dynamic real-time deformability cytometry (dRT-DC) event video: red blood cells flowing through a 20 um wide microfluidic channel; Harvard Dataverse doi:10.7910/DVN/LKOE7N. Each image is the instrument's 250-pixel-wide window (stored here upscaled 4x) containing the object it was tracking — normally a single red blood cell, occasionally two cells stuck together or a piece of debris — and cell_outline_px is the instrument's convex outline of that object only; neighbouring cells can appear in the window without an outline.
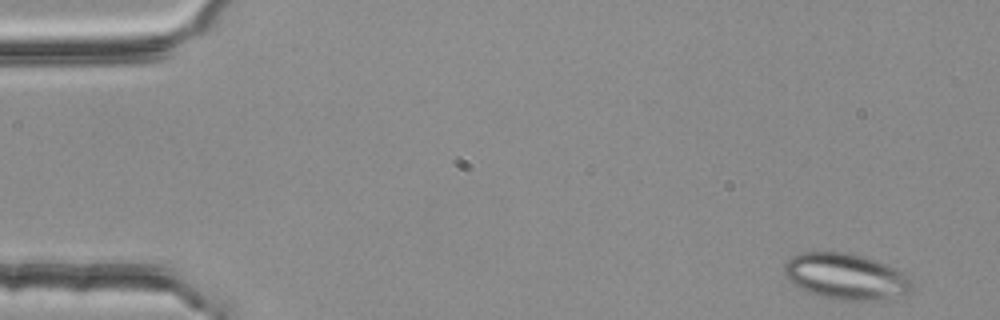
{"species": "common noctule bat (a hibernating species)", "species_latin": "Nyctalus noctula", "temperature_condition": "room temperature", "stored_images_in_passage": 3, "camera_frame_rate_fps": 3000, "um_per_image_px": 0.085, "animal": {"sex": "female", "body_mass_g": 25.1}, "frame": {"image": 1, "passage_image": 1, "time_ms": 0.0, "image_size_px": [1000, 320], "cell_outline_px": [[912, 292], [884, 300], [840, 300], [820, 296], [800, 288], [792, 284], [784, 272], [784, 264], [792, 256], [800, 252], [844, 252], [864, 256], [888, 264], [896, 268], [908, 276], [912, 280]], "centroid_in_image_um": [71.93, 23.5], "position_along_channel_um": 13.1, "area_um2": 34.51}}